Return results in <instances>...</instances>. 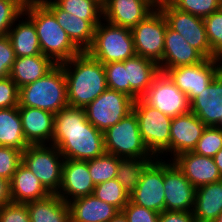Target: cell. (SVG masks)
<instances>
[{
	"mask_svg": "<svg viewBox=\"0 0 222 222\" xmlns=\"http://www.w3.org/2000/svg\"><path fill=\"white\" fill-rule=\"evenodd\" d=\"M52 145L64 159L88 161L105 153L103 132L87 120L84 108L69 105L55 114Z\"/></svg>",
	"mask_w": 222,
	"mask_h": 222,
	"instance_id": "6da1fadb",
	"label": "cell"
},
{
	"mask_svg": "<svg viewBox=\"0 0 222 222\" xmlns=\"http://www.w3.org/2000/svg\"><path fill=\"white\" fill-rule=\"evenodd\" d=\"M60 65L66 77L69 106L85 108L108 88L103 64L87 52Z\"/></svg>",
	"mask_w": 222,
	"mask_h": 222,
	"instance_id": "7a4b0ae2",
	"label": "cell"
},
{
	"mask_svg": "<svg viewBox=\"0 0 222 222\" xmlns=\"http://www.w3.org/2000/svg\"><path fill=\"white\" fill-rule=\"evenodd\" d=\"M23 13L34 23L42 54L50 57L56 64L81 53L54 14L40 0H30Z\"/></svg>",
	"mask_w": 222,
	"mask_h": 222,
	"instance_id": "3957f363",
	"label": "cell"
},
{
	"mask_svg": "<svg viewBox=\"0 0 222 222\" xmlns=\"http://www.w3.org/2000/svg\"><path fill=\"white\" fill-rule=\"evenodd\" d=\"M68 105L67 82L60 64L42 78L19 88L18 107H33L57 114Z\"/></svg>",
	"mask_w": 222,
	"mask_h": 222,
	"instance_id": "277c9868",
	"label": "cell"
},
{
	"mask_svg": "<svg viewBox=\"0 0 222 222\" xmlns=\"http://www.w3.org/2000/svg\"><path fill=\"white\" fill-rule=\"evenodd\" d=\"M86 52L103 65L125 61L135 56L131 29L113 25L102 19L95 27L93 43Z\"/></svg>",
	"mask_w": 222,
	"mask_h": 222,
	"instance_id": "5b68a950",
	"label": "cell"
},
{
	"mask_svg": "<svg viewBox=\"0 0 222 222\" xmlns=\"http://www.w3.org/2000/svg\"><path fill=\"white\" fill-rule=\"evenodd\" d=\"M132 111L137 116L142 140L150 153L155 158L170 160L172 117L146 104L141 98L134 101Z\"/></svg>",
	"mask_w": 222,
	"mask_h": 222,
	"instance_id": "8992f818",
	"label": "cell"
},
{
	"mask_svg": "<svg viewBox=\"0 0 222 222\" xmlns=\"http://www.w3.org/2000/svg\"><path fill=\"white\" fill-rule=\"evenodd\" d=\"M64 157L52 144L29 145L22 163L39 179L50 194H57L62 182Z\"/></svg>",
	"mask_w": 222,
	"mask_h": 222,
	"instance_id": "52a82bcc",
	"label": "cell"
},
{
	"mask_svg": "<svg viewBox=\"0 0 222 222\" xmlns=\"http://www.w3.org/2000/svg\"><path fill=\"white\" fill-rule=\"evenodd\" d=\"M103 135L106 153L120 158H155L142 140L138 119L133 111Z\"/></svg>",
	"mask_w": 222,
	"mask_h": 222,
	"instance_id": "ba28073f",
	"label": "cell"
},
{
	"mask_svg": "<svg viewBox=\"0 0 222 222\" xmlns=\"http://www.w3.org/2000/svg\"><path fill=\"white\" fill-rule=\"evenodd\" d=\"M157 7L164 14L168 26L181 34L191 47L205 58H218L211 51L203 18L178 10L168 0H158Z\"/></svg>",
	"mask_w": 222,
	"mask_h": 222,
	"instance_id": "9c48e42d",
	"label": "cell"
},
{
	"mask_svg": "<svg viewBox=\"0 0 222 222\" xmlns=\"http://www.w3.org/2000/svg\"><path fill=\"white\" fill-rule=\"evenodd\" d=\"M133 103L130 96L107 88L84 110L87 120L99 131L105 132L132 112Z\"/></svg>",
	"mask_w": 222,
	"mask_h": 222,
	"instance_id": "30bf717a",
	"label": "cell"
},
{
	"mask_svg": "<svg viewBox=\"0 0 222 222\" xmlns=\"http://www.w3.org/2000/svg\"><path fill=\"white\" fill-rule=\"evenodd\" d=\"M167 20L157 7L143 21L131 29L135 53L155 61L157 64L163 58Z\"/></svg>",
	"mask_w": 222,
	"mask_h": 222,
	"instance_id": "8fae6325",
	"label": "cell"
},
{
	"mask_svg": "<svg viewBox=\"0 0 222 222\" xmlns=\"http://www.w3.org/2000/svg\"><path fill=\"white\" fill-rule=\"evenodd\" d=\"M140 98L146 104L172 118L190 112L187 95L174 84L165 72L160 71L154 77L151 86Z\"/></svg>",
	"mask_w": 222,
	"mask_h": 222,
	"instance_id": "7c38bea8",
	"label": "cell"
},
{
	"mask_svg": "<svg viewBox=\"0 0 222 222\" xmlns=\"http://www.w3.org/2000/svg\"><path fill=\"white\" fill-rule=\"evenodd\" d=\"M221 70L220 58H205L194 65L167 69L165 73L191 102L208 87Z\"/></svg>",
	"mask_w": 222,
	"mask_h": 222,
	"instance_id": "4fadbf2b",
	"label": "cell"
},
{
	"mask_svg": "<svg viewBox=\"0 0 222 222\" xmlns=\"http://www.w3.org/2000/svg\"><path fill=\"white\" fill-rule=\"evenodd\" d=\"M130 200L157 213L165 211L164 159L155 158L145 168Z\"/></svg>",
	"mask_w": 222,
	"mask_h": 222,
	"instance_id": "5bb4252c",
	"label": "cell"
},
{
	"mask_svg": "<svg viewBox=\"0 0 222 222\" xmlns=\"http://www.w3.org/2000/svg\"><path fill=\"white\" fill-rule=\"evenodd\" d=\"M196 188L171 160L164 159L165 210L192 212Z\"/></svg>",
	"mask_w": 222,
	"mask_h": 222,
	"instance_id": "9a60e30c",
	"label": "cell"
},
{
	"mask_svg": "<svg viewBox=\"0 0 222 222\" xmlns=\"http://www.w3.org/2000/svg\"><path fill=\"white\" fill-rule=\"evenodd\" d=\"M158 0H105L103 19L132 29L157 8Z\"/></svg>",
	"mask_w": 222,
	"mask_h": 222,
	"instance_id": "2e32d148",
	"label": "cell"
},
{
	"mask_svg": "<svg viewBox=\"0 0 222 222\" xmlns=\"http://www.w3.org/2000/svg\"><path fill=\"white\" fill-rule=\"evenodd\" d=\"M207 126L191 111L172 118L170 126V160L193 151Z\"/></svg>",
	"mask_w": 222,
	"mask_h": 222,
	"instance_id": "e0dca14e",
	"label": "cell"
},
{
	"mask_svg": "<svg viewBox=\"0 0 222 222\" xmlns=\"http://www.w3.org/2000/svg\"><path fill=\"white\" fill-rule=\"evenodd\" d=\"M95 184L89 174L88 161L65 159L62 167V182L57 195L66 203L92 195Z\"/></svg>",
	"mask_w": 222,
	"mask_h": 222,
	"instance_id": "ac0fdd59",
	"label": "cell"
},
{
	"mask_svg": "<svg viewBox=\"0 0 222 222\" xmlns=\"http://www.w3.org/2000/svg\"><path fill=\"white\" fill-rule=\"evenodd\" d=\"M40 1L54 14L72 43L81 52H86L93 43L95 27L101 20H83L62 10L53 0Z\"/></svg>",
	"mask_w": 222,
	"mask_h": 222,
	"instance_id": "d6986e66",
	"label": "cell"
},
{
	"mask_svg": "<svg viewBox=\"0 0 222 222\" xmlns=\"http://www.w3.org/2000/svg\"><path fill=\"white\" fill-rule=\"evenodd\" d=\"M190 111L206 126L222 129V70L208 87L190 102Z\"/></svg>",
	"mask_w": 222,
	"mask_h": 222,
	"instance_id": "ffe728a7",
	"label": "cell"
},
{
	"mask_svg": "<svg viewBox=\"0 0 222 222\" xmlns=\"http://www.w3.org/2000/svg\"><path fill=\"white\" fill-rule=\"evenodd\" d=\"M172 161L195 188L222 180L213 157L190 151L179 154Z\"/></svg>",
	"mask_w": 222,
	"mask_h": 222,
	"instance_id": "44dd1931",
	"label": "cell"
},
{
	"mask_svg": "<svg viewBox=\"0 0 222 222\" xmlns=\"http://www.w3.org/2000/svg\"><path fill=\"white\" fill-rule=\"evenodd\" d=\"M18 110L27 143L52 144L55 114L33 107H18Z\"/></svg>",
	"mask_w": 222,
	"mask_h": 222,
	"instance_id": "7402d4cb",
	"label": "cell"
},
{
	"mask_svg": "<svg viewBox=\"0 0 222 222\" xmlns=\"http://www.w3.org/2000/svg\"><path fill=\"white\" fill-rule=\"evenodd\" d=\"M204 59L205 57L198 50L191 47L181 34L167 25L163 58L158 63L161 72L179 66L194 65Z\"/></svg>",
	"mask_w": 222,
	"mask_h": 222,
	"instance_id": "603a6c76",
	"label": "cell"
},
{
	"mask_svg": "<svg viewBox=\"0 0 222 222\" xmlns=\"http://www.w3.org/2000/svg\"><path fill=\"white\" fill-rule=\"evenodd\" d=\"M127 83H130V97L135 101L151 86L160 72L158 64L148 58L135 55L124 61Z\"/></svg>",
	"mask_w": 222,
	"mask_h": 222,
	"instance_id": "cb8c5ba5",
	"label": "cell"
},
{
	"mask_svg": "<svg viewBox=\"0 0 222 222\" xmlns=\"http://www.w3.org/2000/svg\"><path fill=\"white\" fill-rule=\"evenodd\" d=\"M71 222H109L120 211L93 194L68 202Z\"/></svg>",
	"mask_w": 222,
	"mask_h": 222,
	"instance_id": "d4e9b609",
	"label": "cell"
},
{
	"mask_svg": "<svg viewBox=\"0 0 222 222\" xmlns=\"http://www.w3.org/2000/svg\"><path fill=\"white\" fill-rule=\"evenodd\" d=\"M12 203L26 204L45 199L50 193L39 179L21 163L10 181Z\"/></svg>",
	"mask_w": 222,
	"mask_h": 222,
	"instance_id": "484cf974",
	"label": "cell"
},
{
	"mask_svg": "<svg viewBox=\"0 0 222 222\" xmlns=\"http://www.w3.org/2000/svg\"><path fill=\"white\" fill-rule=\"evenodd\" d=\"M56 65L50 57L43 54L16 57L9 77L16 83L18 88H21L42 78Z\"/></svg>",
	"mask_w": 222,
	"mask_h": 222,
	"instance_id": "4316f807",
	"label": "cell"
},
{
	"mask_svg": "<svg viewBox=\"0 0 222 222\" xmlns=\"http://www.w3.org/2000/svg\"><path fill=\"white\" fill-rule=\"evenodd\" d=\"M196 222H214L222 213V180L196 188L192 211Z\"/></svg>",
	"mask_w": 222,
	"mask_h": 222,
	"instance_id": "83f0119b",
	"label": "cell"
},
{
	"mask_svg": "<svg viewBox=\"0 0 222 222\" xmlns=\"http://www.w3.org/2000/svg\"><path fill=\"white\" fill-rule=\"evenodd\" d=\"M16 57L42 54L34 23L22 13L8 31Z\"/></svg>",
	"mask_w": 222,
	"mask_h": 222,
	"instance_id": "f1b7e54d",
	"label": "cell"
},
{
	"mask_svg": "<svg viewBox=\"0 0 222 222\" xmlns=\"http://www.w3.org/2000/svg\"><path fill=\"white\" fill-rule=\"evenodd\" d=\"M26 205L31 222H71L69 204L57 194Z\"/></svg>",
	"mask_w": 222,
	"mask_h": 222,
	"instance_id": "f546056e",
	"label": "cell"
},
{
	"mask_svg": "<svg viewBox=\"0 0 222 222\" xmlns=\"http://www.w3.org/2000/svg\"><path fill=\"white\" fill-rule=\"evenodd\" d=\"M0 146L13 147L22 152L29 146L23 133L18 106L0 109Z\"/></svg>",
	"mask_w": 222,
	"mask_h": 222,
	"instance_id": "4dcf8cb0",
	"label": "cell"
},
{
	"mask_svg": "<svg viewBox=\"0 0 222 222\" xmlns=\"http://www.w3.org/2000/svg\"><path fill=\"white\" fill-rule=\"evenodd\" d=\"M155 158H120L116 179L131 194L137 187L145 168Z\"/></svg>",
	"mask_w": 222,
	"mask_h": 222,
	"instance_id": "1f68e13d",
	"label": "cell"
},
{
	"mask_svg": "<svg viewBox=\"0 0 222 222\" xmlns=\"http://www.w3.org/2000/svg\"><path fill=\"white\" fill-rule=\"evenodd\" d=\"M120 157L113 154L104 153L97 158L88 160L89 174L95 185L108 180L115 179Z\"/></svg>",
	"mask_w": 222,
	"mask_h": 222,
	"instance_id": "d6a6232c",
	"label": "cell"
},
{
	"mask_svg": "<svg viewBox=\"0 0 222 222\" xmlns=\"http://www.w3.org/2000/svg\"><path fill=\"white\" fill-rule=\"evenodd\" d=\"M93 195L115 206L120 212L130 201V194L122 187L116 178L95 185Z\"/></svg>",
	"mask_w": 222,
	"mask_h": 222,
	"instance_id": "836d02e7",
	"label": "cell"
},
{
	"mask_svg": "<svg viewBox=\"0 0 222 222\" xmlns=\"http://www.w3.org/2000/svg\"><path fill=\"white\" fill-rule=\"evenodd\" d=\"M62 10L83 20H102L103 7L96 0H53Z\"/></svg>",
	"mask_w": 222,
	"mask_h": 222,
	"instance_id": "e575fe53",
	"label": "cell"
},
{
	"mask_svg": "<svg viewBox=\"0 0 222 222\" xmlns=\"http://www.w3.org/2000/svg\"><path fill=\"white\" fill-rule=\"evenodd\" d=\"M178 10L205 18L220 10L221 0H168Z\"/></svg>",
	"mask_w": 222,
	"mask_h": 222,
	"instance_id": "d590c367",
	"label": "cell"
},
{
	"mask_svg": "<svg viewBox=\"0 0 222 222\" xmlns=\"http://www.w3.org/2000/svg\"><path fill=\"white\" fill-rule=\"evenodd\" d=\"M30 0H0V36L7 35Z\"/></svg>",
	"mask_w": 222,
	"mask_h": 222,
	"instance_id": "8d00e7d4",
	"label": "cell"
},
{
	"mask_svg": "<svg viewBox=\"0 0 222 222\" xmlns=\"http://www.w3.org/2000/svg\"><path fill=\"white\" fill-rule=\"evenodd\" d=\"M221 148L222 129L207 126L193 152L202 156L214 157Z\"/></svg>",
	"mask_w": 222,
	"mask_h": 222,
	"instance_id": "74e56055",
	"label": "cell"
},
{
	"mask_svg": "<svg viewBox=\"0 0 222 222\" xmlns=\"http://www.w3.org/2000/svg\"><path fill=\"white\" fill-rule=\"evenodd\" d=\"M103 66L108 89L116 90L130 96V83H127L124 61L110 62Z\"/></svg>",
	"mask_w": 222,
	"mask_h": 222,
	"instance_id": "f35d334b",
	"label": "cell"
},
{
	"mask_svg": "<svg viewBox=\"0 0 222 222\" xmlns=\"http://www.w3.org/2000/svg\"><path fill=\"white\" fill-rule=\"evenodd\" d=\"M207 38L211 51L218 57H222V11L218 10L204 18Z\"/></svg>",
	"mask_w": 222,
	"mask_h": 222,
	"instance_id": "ab89813d",
	"label": "cell"
},
{
	"mask_svg": "<svg viewBox=\"0 0 222 222\" xmlns=\"http://www.w3.org/2000/svg\"><path fill=\"white\" fill-rule=\"evenodd\" d=\"M22 163V151L13 147L0 146V177L11 181Z\"/></svg>",
	"mask_w": 222,
	"mask_h": 222,
	"instance_id": "60d3db41",
	"label": "cell"
},
{
	"mask_svg": "<svg viewBox=\"0 0 222 222\" xmlns=\"http://www.w3.org/2000/svg\"><path fill=\"white\" fill-rule=\"evenodd\" d=\"M127 222H159V214L143 206L134 204L131 200L121 210Z\"/></svg>",
	"mask_w": 222,
	"mask_h": 222,
	"instance_id": "b9f144b4",
	"label": "cell"
},
{
	"mask_svg": "<svg viewBox=\"0 0 222 222\" xmlns=\"http://www.w3.org/2000/svg\"><path fill=\"white\" fill-rule=\"evenodd\" d=\"M16 55L8 35L0 36V79L10 76Z\"/></svg>",
	"mask_w": 222,
	"mask_h": 222,
	"instance_id": "7bdbcfd3",
	"label": "cell"
},
{
	"mask_svg": "<svg viewBox=\"0 0 222 222\" xmlns=\"http://www.w3.org/2000/svg\"><path fill=\"white\" fill-rule=\"evenodd\" d=\"M19 88L10 78L0 79V109L18 106Z\"/></svg>",
	"mask_w": 222,
	"mask_h": 222,
	"instance_id": "ee69618b",
	"label": "cell"
},
{
	"mask_svg": "<svg viewBox=\"0 0 222 222\" xmlns=\"http://www.w3.org/2000/svg\"><path fill=\"white\" fill-rule=\"evenodd\" d=\"M0 222H31L27 205L10 203L0 207Z\"/></svg>",
	"mask_w": 222,
	"mask_h": 222,
	"instance_id": "f6af8a7d",
	"label": "cell"
},
{
	"mask_svg": "<svg viewBox=\"0 0 222 222\" xmlns=\"http://www.w3.org/2000/svg\"><path fill=\"white\" fill-rule=\"evenodd\" d=\"M159 222H196L192 212L165 210L159 214Z\"/></svg>",
	"mask_w": 222,
	"mask_h": 222,
	"instance_id": "bcb514c9",
	"label": "cell"
},
{
	"mask_svg": "<svg viewBox=\"0 0 222 222\" xmlns=\"http://www.w3.org/2000/svg\"><path fill=\"white\" fill-rule=\"evenodd\" d=\"M12 203L10 181L0 177V207Z\"/></svg>",
	"mask_w": 222,
	"mask_h": 222,
	"instance_id": "7dc6e473",
	"label": "cell"
},
{
	"mask_svg": "<svg viewBox=\"0 0 222 222\" xmlns=\"http://www.w3.org/2000/svg\"><path fill=\"white\" fill-rule=\"evenodd\" d=\"M213 160L216 166L219 169V172L222 176V148L217 152V154L213 157Z\"/></svg>",
	"mask_w": 222,
	"mask_h": 222,
	"instance_id": "c3c4849f",
	"label": "cell"
},
{
	"mask_svg": "<svg viewBox=\"0 0 222 222\" xmlns=\"http://www.w3.org/2000/svg\"><path fill=\"white\" fill-rule=\"evenodd\" d=\"M109 222H127L126 217L122 212H119L115 217H113Z\"/></svg>",
	"mask_w": 222,
	"mask_h": 222,
	"instance_id": "681fc988",
	"label": "cell"
},
{
	"mask_svg": "<svg viewBox=\"0 0 222 222\" xmlns=\"http://www.w3.org/2000/svg\"><path fill=\"white\" fill-rule=\"evenodd\" d=\"M214 222H222V213L216 218Z\"/></svg>",
	"mask_w": 222,
	"mask_h": 222,
	"instance_id": "f907efd6",
	"label": "cell"
},
{
	"mask_svg": "<svg viewBox=\"0 0 222 222\" xmlns=\"http://www.w3.org/2000/svg\"><path fill=\"white\" fill-rule=\"evenodd\" d=\"M96 1L103 7L105 0H96Z\"/></svg>",
	"mask_w": 222,
	"mask_h": 222,
	"instance_id": "816d5d0a",
	"label": "cell"
},
{
	"mask_svg": "<svg viewBox=\"0 0 222 222\" xmlns=\"http://www.w3.org/2000/svg\"><path fill=\"white\" fill-rule=\"evenodd\" d=\"M220 11H222V0L220 2Z\"/></svg>",
	"mask_w": 222,
	"mask_h": 222,
	"instance_id": "f5cc1de1",
	"label": "cell"
}]
</instances>
